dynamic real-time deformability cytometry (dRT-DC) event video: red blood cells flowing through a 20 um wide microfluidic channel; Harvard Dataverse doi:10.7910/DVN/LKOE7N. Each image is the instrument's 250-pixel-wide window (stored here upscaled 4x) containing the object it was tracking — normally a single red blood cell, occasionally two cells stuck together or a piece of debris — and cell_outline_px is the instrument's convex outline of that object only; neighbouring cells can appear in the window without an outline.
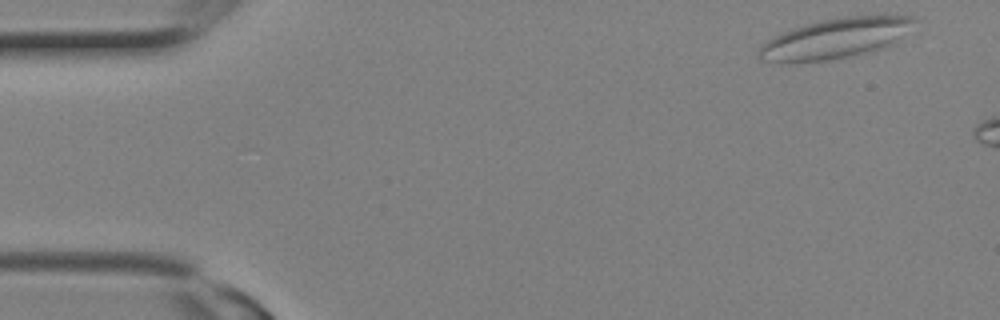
{"species": "Egyptian fruit bat (a non-hibernating species)", "species_latin": "Rousettus aegyptiacus", "temperature_condition": "room temperature", "stored_images_in_passage": 4, "camera_frame_rate_fps": 3000, "um_per_image_px": 0.085, "animal": {"sex": "female"}, "frame": {"image": 1, "passage_image": 1, "time_ms": 0.0, "image_size_px": [1000, 320], "cell_outline_px": [[920, 20], [888, 48], [872, 52], [828, 60], [796, 64], [784, 64], [760, 60], [756, 56], [756, 52], [772, 36], [792, 28], [804, 24], [824, 20], [848, 16], [880, 12], [884, 12], [912, 16]], "centroid_in_image_um": [71.07, 3.25], "position_along_channel_um": 13.9, "area_um2": 38.03}}